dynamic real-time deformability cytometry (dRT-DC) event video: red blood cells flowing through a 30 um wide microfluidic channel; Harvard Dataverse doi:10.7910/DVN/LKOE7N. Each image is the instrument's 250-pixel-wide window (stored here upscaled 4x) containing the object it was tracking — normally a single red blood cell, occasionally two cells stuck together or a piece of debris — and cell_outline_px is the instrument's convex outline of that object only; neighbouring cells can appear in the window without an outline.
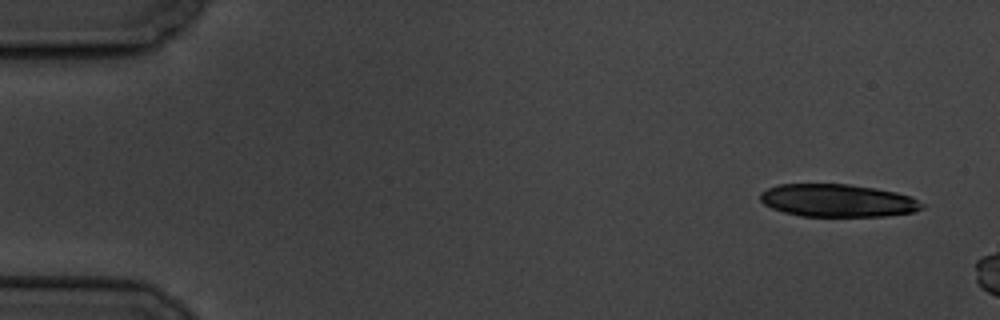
{"species": "common noctule bat (a hibernating species)", "species_latin": "Nyctalus noctula", "temperature_condition": "cold", "stored_images_in_passage": 3, "camera_frame_rate_fps": 3000, "um_per_image_px": 0.085, "animal": {"sex": "male", "body_mass_g": 19.5, "forearm_length_mm": 54.6}, "frame": {"image": 1, "passage_image": 1, "time_ms": 0.0, "image_size_px": [1000, 320], "cell_outline_px": [[928, 204], [924, 208], [912, 212], [884, 216], [800, 216], [784, 212], [772, 208], [764, 204], [760, 200], [760, 192], [776, 184], [848, 184], [876, 188], [896, 192], [912, 196]], "centroid_in_image_um": [71.24, 17.04], "position_along_channel_um": 13.8, "area_um2": 31.15}}